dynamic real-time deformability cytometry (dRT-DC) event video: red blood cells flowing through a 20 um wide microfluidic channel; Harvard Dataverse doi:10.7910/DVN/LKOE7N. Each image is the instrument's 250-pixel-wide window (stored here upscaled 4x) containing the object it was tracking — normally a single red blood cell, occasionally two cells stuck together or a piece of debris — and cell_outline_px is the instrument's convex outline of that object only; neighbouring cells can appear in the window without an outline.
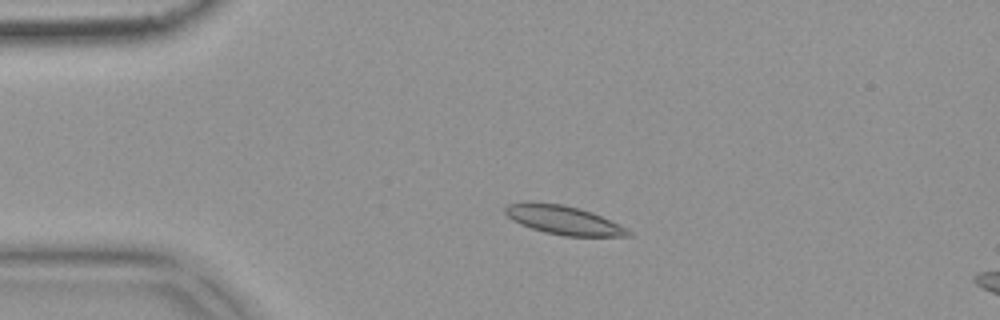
{"species": "common noctule bat (a hibernating species)", "species_latin": "Nyctalus noctula", "temperature_condition": "warm", "stored_images_in_passage": 45, "camera_frame_rate_fps": 3000, "um_per_image_px": 0.085, "animal": {"sex": "female", "body_mass_g": 18.4}, "frame": {"image": 1, "passage_image": 11, "time_ms": 3.333, "image_size_px": [1000, 320], "cell_outline_px": [[632, 236], [564, 236], [544, 232], [520, 224], [512, 220], [504, 212], [504, 208], [508, 204], [528, 200], [564, 204], [580, 208], [592, 212], [628, 228], [632, 232]], "centroid_in_image_um": [47.88, 18.68], "position_along_channel_um": 37.1, "area_um2": 21.04}}
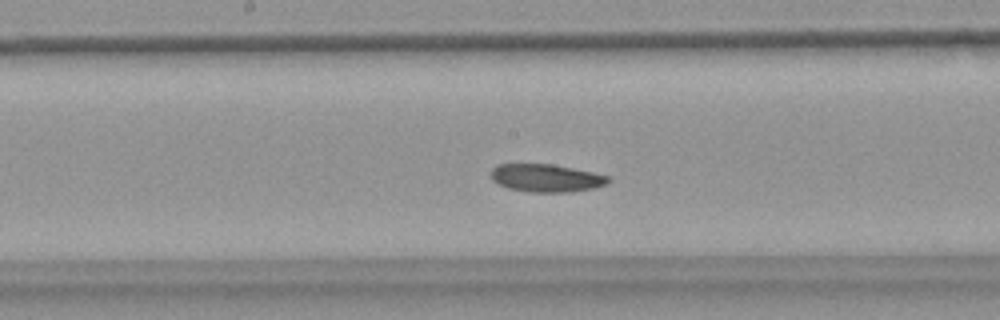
{"frame": {"image": 2, "passage_image": 27, "time_ms": 8.667, "image_size_px": [1000, 320], "cell_outline_px": [[612, 180], [608, 184], [592, 188], [568, 192], [532, 192], [508, 188], [492, 180], [488, 172], [496, 164], [552, 164], [592, 172], [608, 176]], "centroid_in_image_um": [46.4, 15.12], "position_along_channel_um": 201.8, "area_um2": 19.07}}
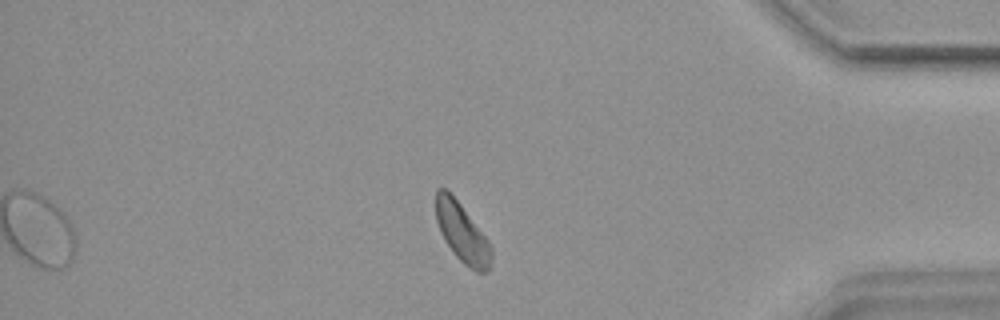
{"frame": {"image": 3, "passage_image": 45, "time_ms": 14.667, "image_size_px": [1000, 320], "cell_outline_px": [[492, 260], [488, 272], [476, 272], [464, 264], [456, 256], [444, 240], [440, 232], [436, 220], [436, 188], [444, 188], [460, 204], [492, 244]], "centroid_in_image_um": [39.3, 19.83], "position_along_channel_um": 395.9, "area_um2": 19.07}, "authors_computed_cell_mechanics": {"area_um2": 19.941, "velocity_mm_per_s": 3.7607, "shape_relaxation_time_tau1_ms": 6.2226, "shape_relaxation_time_tau2_ms": 10.9344, "deformation_change_tau1": 0.1213, "deformation_change_tau2": 0.169}}